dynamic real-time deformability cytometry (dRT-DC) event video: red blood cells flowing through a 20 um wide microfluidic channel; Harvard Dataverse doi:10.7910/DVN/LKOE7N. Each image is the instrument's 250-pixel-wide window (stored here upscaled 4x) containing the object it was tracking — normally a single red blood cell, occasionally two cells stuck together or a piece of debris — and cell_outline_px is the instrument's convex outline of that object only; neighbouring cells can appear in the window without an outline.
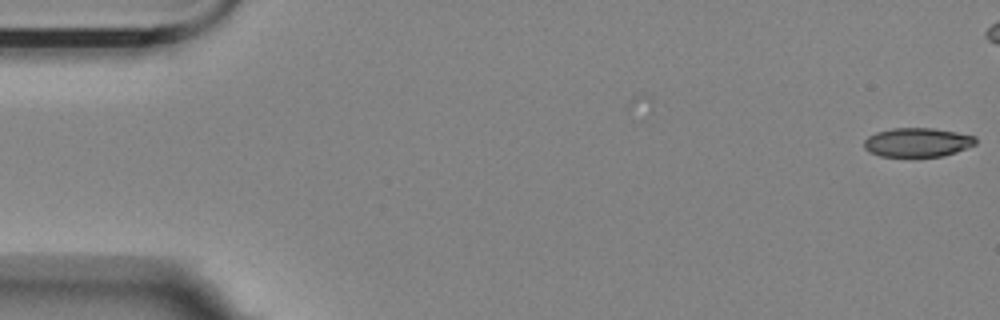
{"species": "Egyptian fruit bat (a non-hibernating species)", "species_latin": "Rousettus aegyptiacus", "temperature_condition": "room temperature", "stored_images_in_passage": 3, "camera_frame_rate_fps": 3000, "um_per_image_px": 0.085, "animal": {"sex": "female"}, "frame": {"image": 1, "passage_image": 3, "time_ms": 0.667, "image_size_px": [1000, 320], "cell_outline_px": [[976, 144], [956, 152], [944, 156], [880, 156], [868, 152], [864, 148], [864, 140], [868, 136], [876, 132], [892, 128], [932, 128], [956, 132], [976, 136]], "centroid_in_image_um": [77.97, 12.1], "position_along_channel_um": 7.0, "area_um2": 18.9}}